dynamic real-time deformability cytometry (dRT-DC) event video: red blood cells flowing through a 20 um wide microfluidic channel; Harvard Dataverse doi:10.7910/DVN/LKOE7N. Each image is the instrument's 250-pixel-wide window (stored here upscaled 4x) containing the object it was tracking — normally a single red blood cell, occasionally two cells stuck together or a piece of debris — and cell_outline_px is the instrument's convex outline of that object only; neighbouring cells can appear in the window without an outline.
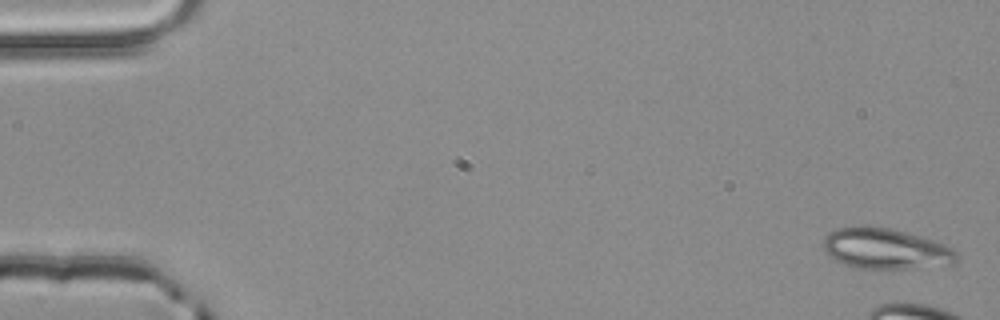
{"species": "common noctule bat (a hibernating species)", "species_latin": "Nyctalus noctula", "temperature_condition": "room temperature", "stored_images_in_passage": 5, "camera_frame_rate_fps": 3000, "um_per_image_px": 0.085, "animal": {"sex": "male", "body_mass_g": 20.4}, "frame": {"image": 1, "passage_image": 1, "time_ms": 0.0, "image_size_px": [1000, 320], "cell_outline_px": [[956, 260], [952, 264], [904, 268], [856, 268], [836, 260], [824, 252], [824, 236], [828, 232], [836, 228], [852, 224], [864, 224], [888, 228], [904, 232], [932, 240], [944, 244], [952, 248], [956, 252]], "centroid_in_image_um": [75.18, 21.1], "position_along_channel_um": 9.8, "area_um2": 31.56}}